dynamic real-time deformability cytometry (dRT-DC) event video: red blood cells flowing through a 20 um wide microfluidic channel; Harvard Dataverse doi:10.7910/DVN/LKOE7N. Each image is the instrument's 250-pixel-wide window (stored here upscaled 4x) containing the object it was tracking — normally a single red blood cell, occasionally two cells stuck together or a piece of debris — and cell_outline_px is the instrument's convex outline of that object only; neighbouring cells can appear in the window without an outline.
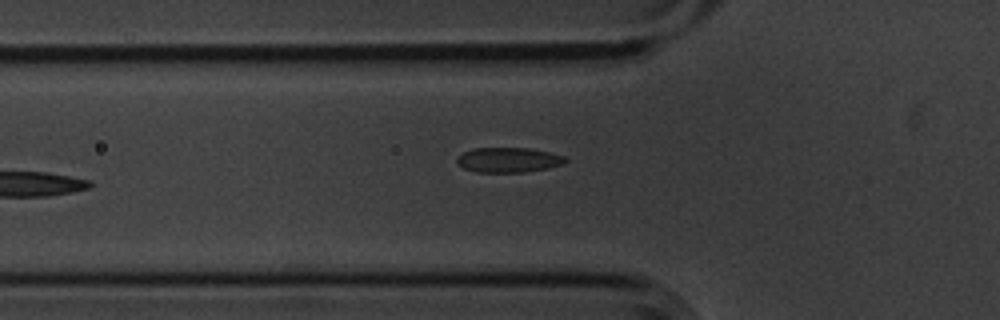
{"species": "common noctule bat (a hibernating species)", "species_latin": "Nyctalus noctula", "temperature_condition": "cold", "stored_images_in_passage": 8, "camera_frame_rate_fps": 3000, "um_per_image_px": 0.085, "animal": {"sex": "male", "body_mass_g": 20.1, "forearm_length_mm": 53.5}, "frame": {"image": 1, "passage_image": 7, "time_ms": 2.0, "image_size_px": [1000, 320], "cell_outline_px": [[568, 160], [564, 164], [548, 168], [524, 172], [476, 172], [464, 168], [456, 164], [456, 156], [472, 148], [528, 148], [548, 152], [564, 156]], "centroid_in_image_um": [43.18, 13.59], "position_along_channel_um": 82.6, "area_um2": 15.84}}
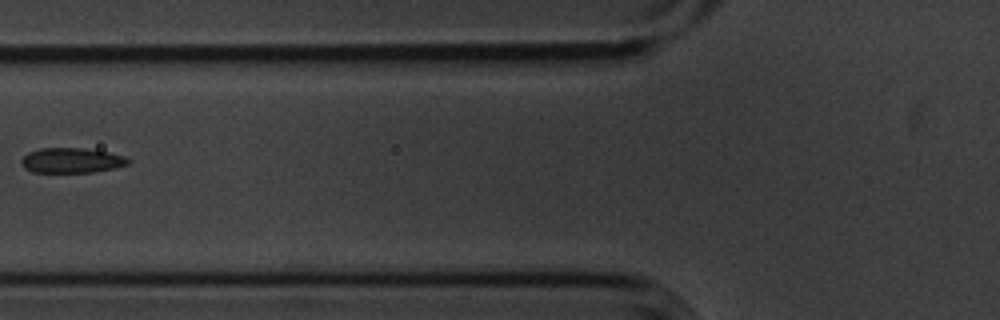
{"frame": {"image": 2, "passage_image": 8, "time_ms": 2.333, "image_size_px": [1000, 320], "cell_outline_px": [[132, 160], [128, 164], [116, 168], [92, 172], [32, 172], [24, 168], [20, 160], [28, 152], [40, 148], [84, 148], [108, 152], [124, 156]], "centroid_in_image_um": [6.09, 13.63], "position_along_channel_um": 119.7, "area_um2": 15.66}}